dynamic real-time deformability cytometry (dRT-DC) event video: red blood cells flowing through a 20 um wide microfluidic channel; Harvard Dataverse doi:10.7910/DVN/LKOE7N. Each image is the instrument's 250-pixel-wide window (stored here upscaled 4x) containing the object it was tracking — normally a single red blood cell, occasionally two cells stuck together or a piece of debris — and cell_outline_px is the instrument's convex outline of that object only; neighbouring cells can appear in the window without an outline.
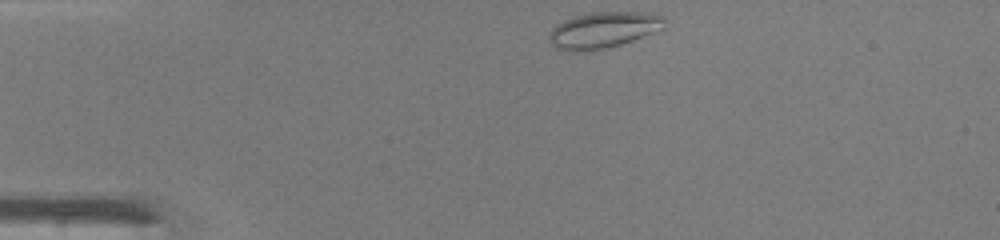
{"species": "common noctule bat (a hibernating species)", "species_latin": "Nyctalus noctula", "temperature_condition": "warm", "stored_images_in_passage": 38, "camera_frame_rate_fps": 3000, "um_per_image_px": 0.085, "animal": {"sex": "male", "body_mass_g": 19.0, "forearm_length_mm": 50.8}, "frame": {"image": 1, "passage_image": 1, "time_ms": 0.0, "image_size_px": [1000, 240], "cell_outline_px": [[664, 28], [632, 40], [620, 44], [604, 48], [576, 52], [568, 52], [556, 48], [548, 40], [548, 36], [552, 28], [556, 24], [564, 20], [576, 16], [592, 12], [652, 12], [664, 16]], "centroid_in_image_um": [51.26, 2.54], "position_along_channel_um": 33.7, "area_um2": 24.28}}
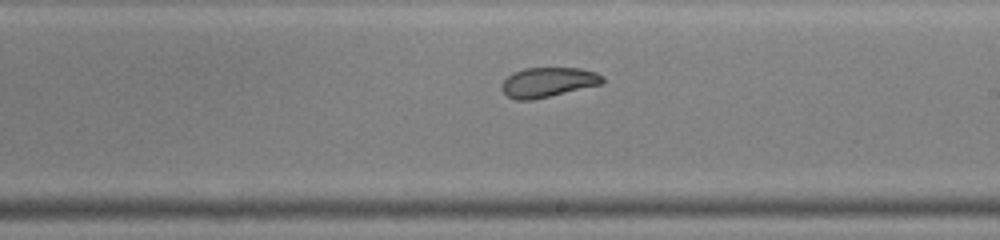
{"frame": {"image": 2, "passage_image": 19, "time_ms": 6.0, "image_size_px": [1000, 240], "cell_outline_px": [[604, 80], [600, 84], [532, 100], [516, 100], [508, 96], [500, 88], [504, 80], [512, 72], [524, 68], [580, 68], [596, 72], [604, 76]], "centroid_in_image_um": [46.56, 6.98], "position_along_channel_um": 242.4, "area_um2": 17.34}}
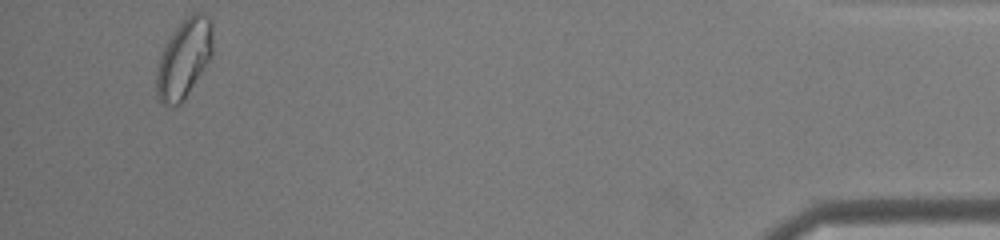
{"frame": {"image": 3, "passage_image": 36, "time_ms": 11.667, "image_size_px": [1000, 240], "cell_outline_px": [[212, 56], [184, 100], [180, 104], [164, 104], [160, 100], [156, 88], [156, 76], [160, 56], [172, 32], [192, 12], [204, 12], [212, 20]], "centroid_in_image_um": [15.67, 4.94], "position_along_channel_um": 419.5, "area_um2": 25.55}, "authors_computed_cell_mechanics": {"area_um2": 19.7676, "velocity_mm_per_s": 4.3375, "shape_relaxation_time_tau1_ms": null, "shape_relaxation_time_tau2_ms": 1.1281, "deformation_change_tau1": null, "deformation_change_tau2": 0.0725}}